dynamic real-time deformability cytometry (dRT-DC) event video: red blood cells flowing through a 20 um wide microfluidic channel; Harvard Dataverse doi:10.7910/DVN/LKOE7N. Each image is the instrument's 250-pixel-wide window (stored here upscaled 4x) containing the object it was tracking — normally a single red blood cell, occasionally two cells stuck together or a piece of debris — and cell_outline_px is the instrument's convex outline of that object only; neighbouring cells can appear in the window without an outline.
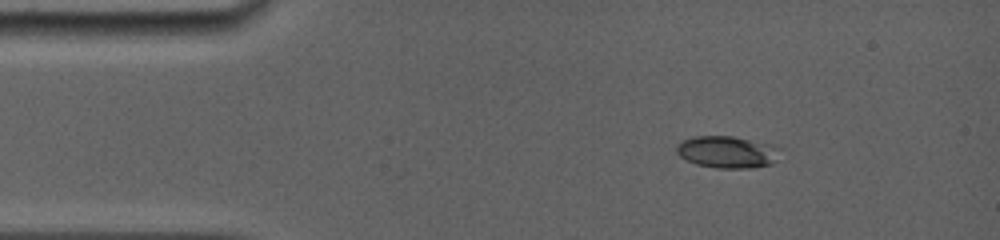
{"species": "common noctule bat (a hibernating species)", "species_latin": "Nyctalus noctula", "temperature_condition": "room temperature", "stored_images_in_passage": 35, "camera_frame_rate_fps": 5000, "um_per_image_px": 0.085, "animal": {"sex": "female", "body_mass_g": 19.0, "forearm_length_mm": 56.7}, "frame": {"image": 1, "passage_image": 1, "time_ms": 0.0, "image_size_px": [1000, 240], "cell_outline_px": [[784, 148], [772, 164], [752, 168], [716, 168], [696, 164], [680, 156], [676, 152], [676, 148], [680, 140], [692, 136], [732, 136], [768, 144]], "centroid_in_image_um": [61.82, 12.92], "position_along_channel_um": 23.2, "area_um2": 19.42}}
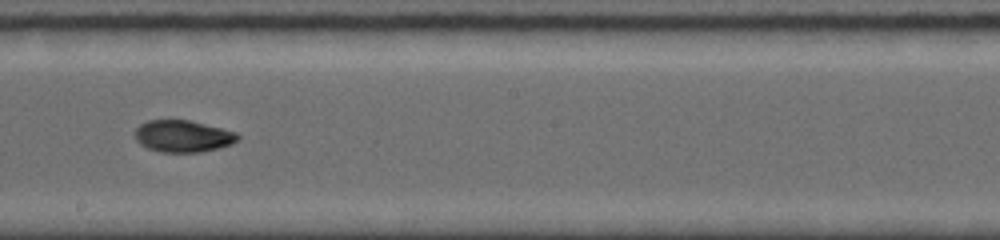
{"frame": {"image": 2, "passage_image": 18, "time_ms": 6.8, "image_size_px": [1000, 240], "cell_outline_px": [[240, 140], [232, 144], [220, 148], [200, 152], [160, 152], [148, 148], [140, 144], [136, 140], [136, 128], [140, 124], [148, 120], [188, 120], [236, 132], [240, 136]], "centroid_in_image_um": [15.57, 11.58], "position_along_channel_um": 232.6, "area_um2": 19.07}}
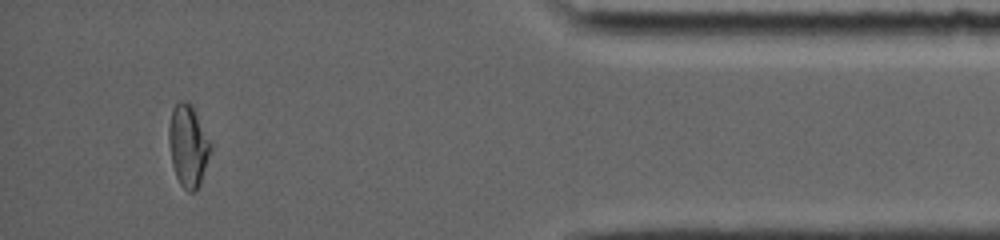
{"frame": {"image": 3, "passage_image": 32, "time_ms": 12.4, "image_size_px": [1000, 240], "cell_outline_px": [[212, 148], [200, 184], [196, 192], [188, 192], [180, 184], [176, 176], [172, 164], [168, 140], [168, 128], [172, 108], [180, 100], [184, 100], [192, 104], [212, 144]], "centroid_in_image_um": [15.99, 12.38], "position_along_channel_um": 419.2, "area_um2": 20.17}, "authors_computed_cell_mechanics": {"area_um2": 19.2474, "velocity_mm_per_s": 3.9693, "shape_relaxation_time_tau1_ms": 4.6643, "shape_relaxation_time_tau2_ms": 2.0268, "deformation_change_tau1": 0.195, "deformation_change_tau2": 0.0491}}